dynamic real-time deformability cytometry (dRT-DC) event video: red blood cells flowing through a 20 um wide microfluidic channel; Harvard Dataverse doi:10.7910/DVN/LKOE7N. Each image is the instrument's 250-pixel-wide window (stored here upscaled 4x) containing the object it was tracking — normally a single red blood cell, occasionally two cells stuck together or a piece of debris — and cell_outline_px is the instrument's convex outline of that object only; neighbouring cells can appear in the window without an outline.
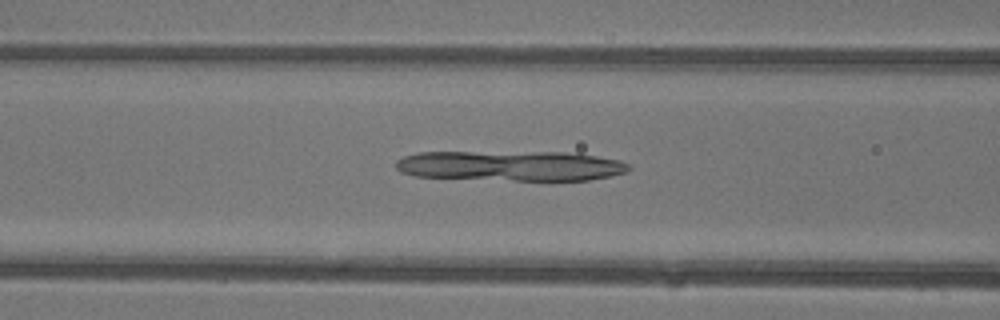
{"species": "common noctule bat (a hibernating species)", "species_latin": "Nyctalus noctula", "temperature_condition": "warm", "stored_images_in_passage": 30, "camera_frame_rate_fps": 3000, "um_per_image_px": 0.085, "animal": {"sex": "female"}, "frame": {"image": 1, "passage_image": 7, "time_ms": 2.0, "image_size_px": [1000, 320], "cell_outline_px": [[632, 168], [624, 172], [608, 176], [588, 180], [552, 184], [412, 176], [400, 172], [396, 168], [396, 160], [404, 156], [420, 152], [564, 152], [596, 156], [620, 160], [628, 164]], "centroid_in_image_um": [43.43, 14.15], "position_along_channel_um": 123.2, "area_um2": 42.83}}
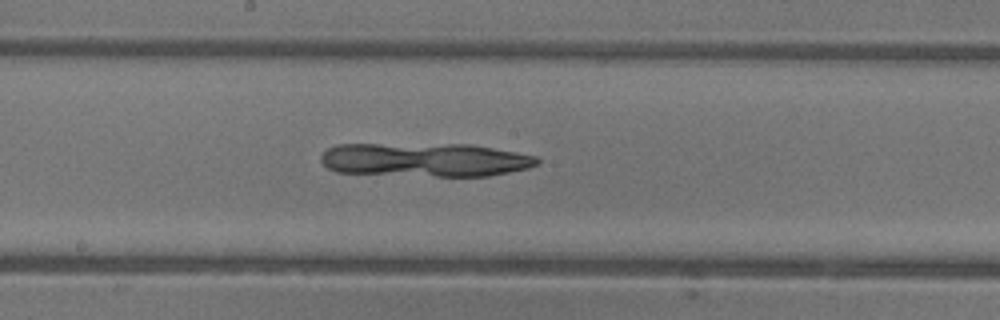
{"frame": {"image": 2, "passage_image": 13, "time_ms": 4.0, "image_size_px": [1000, 320], "cell_outline_px": [[540, 164], [528, 168], [488, 176], [436, 176], [336, 172], [328, 168], [320, 160], [320, 156], [328, 148], [336, 144], [468, 144], [540, 156]], "centroid_in_image_um": [36.15, 13.57], "position_along_channel_um": 212.0, "area_um2": 42.66}}
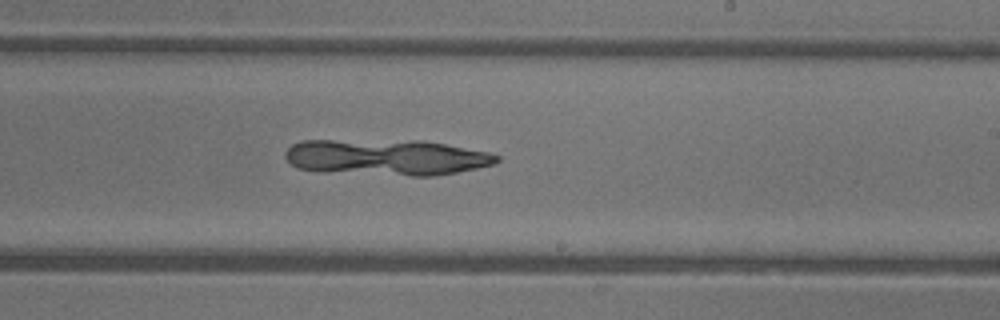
{"frame": {"image": 3, "passage_image": 16, "time_ms": 5.0, "image_size_px": [1000, 320], "cell_outline_px": [[500, 160], [496, 164], [456, 172], [432, 176], [412, 176], [324, 172], [296, 168], [284, 156], [284, 152], [292, 144], [300, 140], [424, 140], [488, 152], [500, 156]], "centroid_in_image_um": [32.83, 13.37], "position_along_channel_um": 256.2, "area_um2": 44.85}}